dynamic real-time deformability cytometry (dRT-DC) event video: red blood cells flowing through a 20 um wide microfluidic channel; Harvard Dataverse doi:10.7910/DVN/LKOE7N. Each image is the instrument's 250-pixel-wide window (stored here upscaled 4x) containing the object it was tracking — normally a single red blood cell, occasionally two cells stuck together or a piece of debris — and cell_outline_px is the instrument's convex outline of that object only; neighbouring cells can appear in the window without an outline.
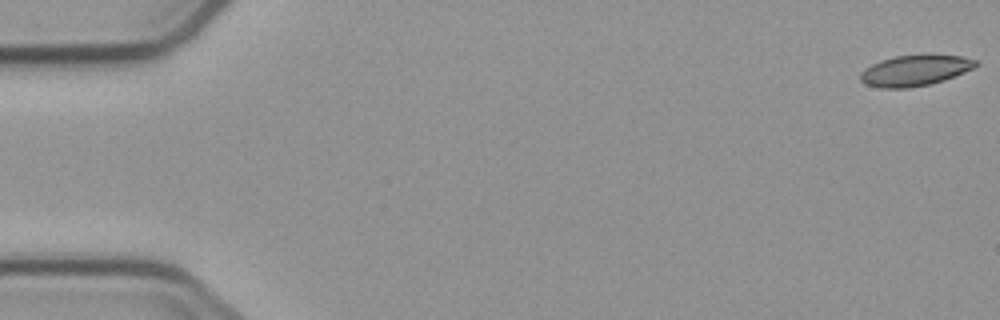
{"species": "common noctule bat (a hibernating species)", "species_latin": "Nyctalus noctula", "temperature_condition": "cold", "stored_images_in_passage": 5, "camera_frame_rate_fps": 3000, "um_per_image_px": 0.085, "animal": {"sex": "male", "body_mass_g": 23.1, "forearm_length_mm": 52.7}, "frame": {"image": 1, "passage_image": 1, "time_ms": 0.0, "image_size_px": [1000, 320], "cell_outline_px": [[980, 64], [964, 72], [944, 80], [928, 84], [908, 88], [880, 88], [864, 84], [860, 80], [860, 72], [872, 64], [880, 60], [896, 56], [964, 56], [976, 60]], "centroid_in_image_um": [77.73, 6.01], "position_along_channel_um": 7.3, "area_um2": 20.35}}
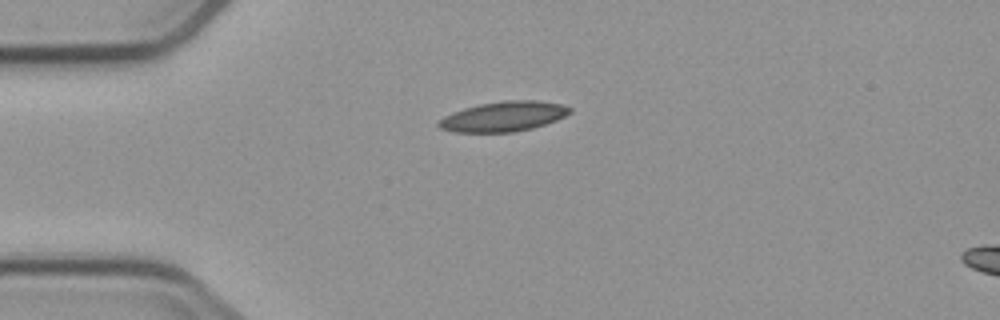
{"frame": {"image": 2, "passage_image": 4, "time_ms": 4.333, "image_size_px": [1000, 320], "cell_outline_px": [[572, 112], [556, 120], [532, 128], [512, 132], [456, 132], [440, 128], [436, 124], [444, 116], [452, 112], [464, 108], [480, 104], [504, 100], [536, 100], [560, 104], [572, 108]], "centroid_in_image_um": [42.79, 9.89], "position_along_channel_um": 42.2, "area_um2": 22.77}}